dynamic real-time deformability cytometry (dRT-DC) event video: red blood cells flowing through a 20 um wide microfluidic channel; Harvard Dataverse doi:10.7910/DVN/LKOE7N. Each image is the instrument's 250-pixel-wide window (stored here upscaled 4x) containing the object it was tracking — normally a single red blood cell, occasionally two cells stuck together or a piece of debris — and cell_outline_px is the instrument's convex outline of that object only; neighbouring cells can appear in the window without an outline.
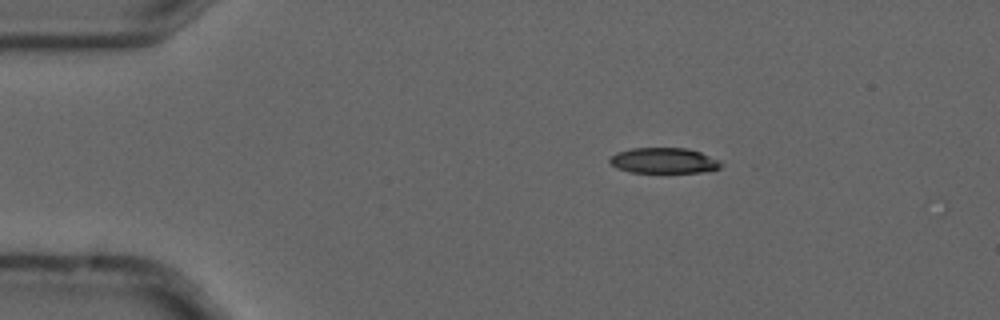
{"species": "common noctule bat (a hibernating species)", "species_latin": "Nyctalus noctula", "temperature_condition": "cold", "stored_images_in_passage": 3, "camera_frame_rate_fps": 3000, "um_per_image_px": 0.085, "animal": {"sex": "male", "forearm_length_mm": 52.5}, "frame": {"image": 1, "passage_image": 2, "time_ms": 0.333, "image_size_px": [1000, 320], "cell_outline_px": [[724, 164], [720, 168], [712, 172], [628, 172], [616, 168], [608, 160], [616, 152], [632, 148], [688, 148], [700, 152], [720, 160]], "centroid_in_image_um": [56.47, 13.65], "position_along_channel_um": 28.5, "area_um2": 16.76}}